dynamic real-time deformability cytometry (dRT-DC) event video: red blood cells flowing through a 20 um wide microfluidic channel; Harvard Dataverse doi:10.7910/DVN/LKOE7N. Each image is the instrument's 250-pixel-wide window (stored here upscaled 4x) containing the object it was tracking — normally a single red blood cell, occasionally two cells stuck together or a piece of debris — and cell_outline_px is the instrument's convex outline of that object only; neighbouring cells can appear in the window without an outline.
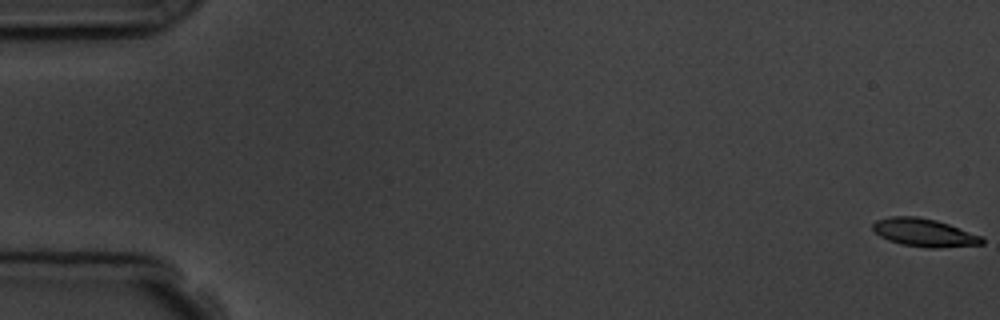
{"species": "common noctule bat (a hibernating species)", "species_latin": "Nyctalus noctula", "temperature_condition": "room temperature", "stored_images_in_passage": 10, "camera_frame_rate_fps": 3000, "um_per_image_px": 0.085, "animal": {"sex": "male", "body_mass_g": 19.5, "forearm_length_mm": 54.6}, "frame": {"image": 1, "passage_image": 1, "time_ms": 0.0, "image_size_px": [1000, 320], "cell_outline_px": [[984, 244], [936, 248], [928, 248], [900, 244], [888, 240], [880, 236], [872, 228], [872, 224], [876, 220], [888, 216], [916, 216], [936, 220], [984, 236]], "centroid_in_image_um": [78.57, 19.77], "position_along_channel_um": 6.4, "area_um2": 17.98}}
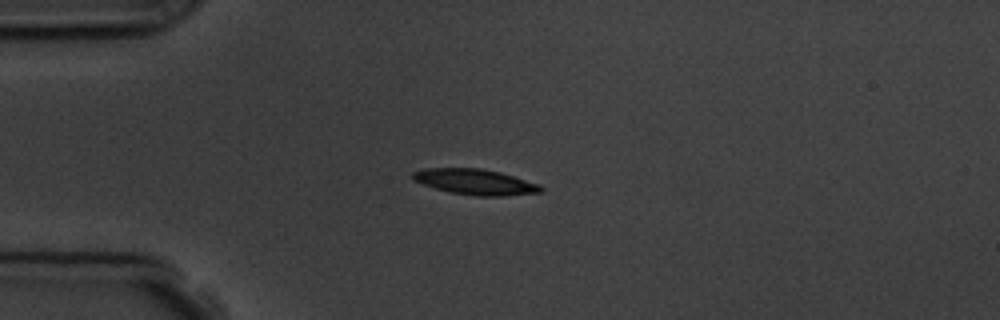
{"frame": {"image": 2, "passage_image": 5, "time_ms": 4.667, "image_size_px": [1000, 320], "cell_outline_px": [[544, 188], [540, 192], [504, 196], [476, 196], [452, 192], [436, 188], [412, 180], [412, 172], [424, 168], [480, 168], [500, 172], [540, 184]], "centroid_in_image_um": [40.4, 15.45], "position_along_channel_um": 44.6, "area_um2": 19.02}}